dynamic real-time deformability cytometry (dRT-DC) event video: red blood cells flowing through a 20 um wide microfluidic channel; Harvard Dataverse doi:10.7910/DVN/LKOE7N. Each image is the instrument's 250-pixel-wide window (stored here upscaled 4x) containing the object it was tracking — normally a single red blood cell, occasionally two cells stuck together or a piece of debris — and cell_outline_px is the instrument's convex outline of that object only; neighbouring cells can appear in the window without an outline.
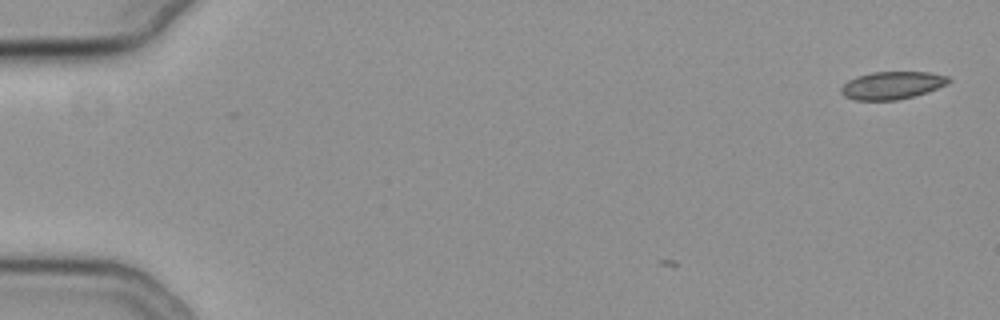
{"species": "common noctule bat (a hibernating species)", "species_latin": "Nyctalus noctula", "temperature_condition": "cold", "stored_images_in_passage": 4, "camera_frame_rate_fps": 3000, "um_per_image_px": 0.085, "animal": {"sex": "female", "body_mass_g": 19.3, "forearm_length_mm": 54.1}, "frame": {"image": 1, "passage_image": 4, "time_ms": 1.0, "image_size_px": [1000, 320], "cell_outline_px": [[952, 80], [948, 84], [928, 92], [896, 100], [856, 100], [844, 96], [840, 92], [840, 88], [848, 80], [856, 76], [872, 72], [928, 72], [948, 76]], "centroid_in_image_um": [75.83, 7.25], "position_along_channel_um": 9.2, "area_um2": 17.4}}